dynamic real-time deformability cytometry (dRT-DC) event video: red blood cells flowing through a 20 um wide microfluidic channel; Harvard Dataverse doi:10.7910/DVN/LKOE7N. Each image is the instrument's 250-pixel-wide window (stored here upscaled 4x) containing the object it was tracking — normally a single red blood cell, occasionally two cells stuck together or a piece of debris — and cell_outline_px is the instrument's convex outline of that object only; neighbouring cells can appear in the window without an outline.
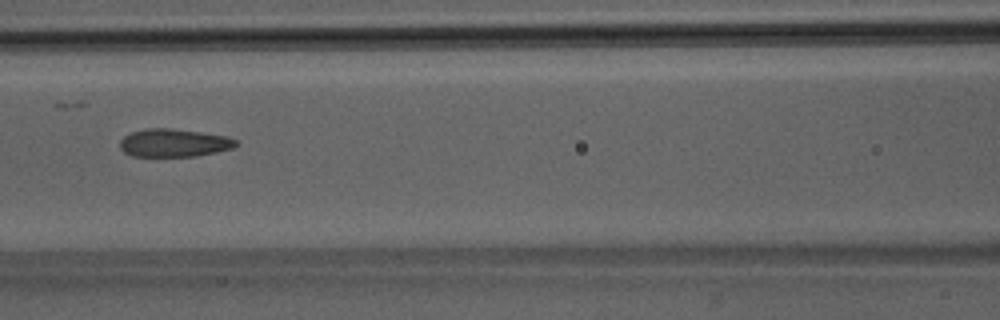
{"species": "Egyptian fruit bat (a non-hibernating species)", "species_latin": "Rousettus aegyptiacus", "temperature_condition": "room temperature", "stored_images_in_passage": 6, "camera_frame_rate_fps": 3000, "um_per_image_px": 0.085, "animal": {"sex": "male"}, "frame": {"image": 1, "passage_image": 6, "time_ms": 6.333, "image_size_px": [1000, 320], "cell_outline_px": [[240, 144], [232, 148], [216, 152], [196, 156], [132, 156], [124, 152], [120, 148], [120, 140], [124, 136], [132, 132], [144, 128], [172, 128], [228, 136], [236, 140]], "centroid_in_image_um": [14.79, 12.14], "position_along_channel_um": 151.8, "area_um2": 19.02}}